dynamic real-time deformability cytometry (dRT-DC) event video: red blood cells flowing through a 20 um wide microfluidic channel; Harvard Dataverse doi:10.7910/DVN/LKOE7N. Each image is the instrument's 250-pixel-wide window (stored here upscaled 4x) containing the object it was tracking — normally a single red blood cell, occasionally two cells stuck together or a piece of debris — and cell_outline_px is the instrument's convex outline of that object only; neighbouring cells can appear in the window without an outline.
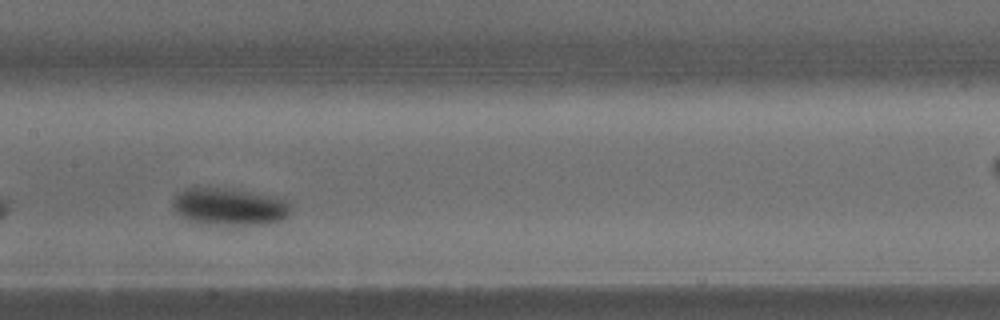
{"species": "common noctule bat (a hibernating species)", "species_latin": "Nyctalus noctula", "temperature_condition": "warm", "stored_images_in_passage": 21, "camera_frame_rate_fps": 3000, "um_per_image_px": 0.085, "animal": {"sex": "male", "body_mass_g": 15.6}, "frame": {"image": 1, "passage_image": 10, "time_ms": 3.0, "image_size_px": [1000, 320], "cell_outline_px": [[292, 212], [284, 220], [268, 224], [192, 224], [180, 216], [176, 212], [172, 204], [176, 196], [184, 188], [228, 188], [276, 196], [288, 200], [292, 208]], "centroid_in_image_um": [19.54, 17.58], "position_along_channel_um": 187.9, "area_um2": 26.13}}
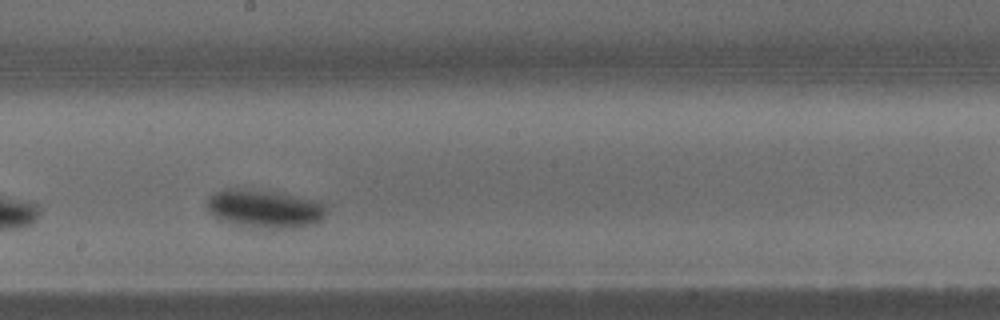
{"frame": {"image": 2, "passage_image": 12, "time_ms": 3.667, "image_size_px": [1000, 320], "cell_outline_px": [[328, 212], [320, 220], [312, 224], [296, 228], [260, 228], [236, 224], [216, 216], [208, 208], [208, 196], [224, 188], [248, 188], [316, 200], [324, 204], [328, 208]], "centroid_in_image_um": [22.53, 17.73], "position_along_channel_um": 225.7, "area_um2": 26.24}}